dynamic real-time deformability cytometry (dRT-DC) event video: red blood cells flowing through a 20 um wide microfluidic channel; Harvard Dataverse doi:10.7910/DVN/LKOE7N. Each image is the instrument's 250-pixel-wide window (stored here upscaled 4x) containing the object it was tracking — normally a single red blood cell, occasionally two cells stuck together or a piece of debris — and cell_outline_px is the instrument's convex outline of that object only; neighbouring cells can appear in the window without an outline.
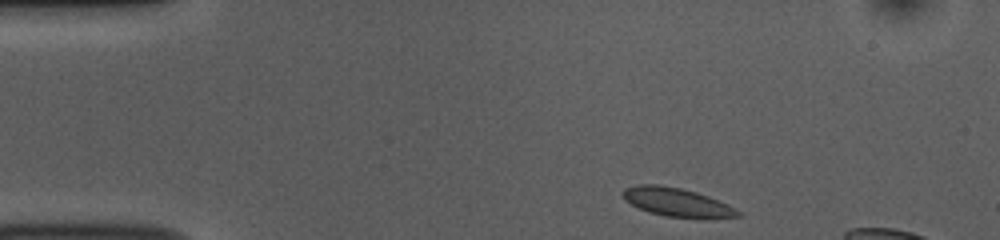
{"species": "common noctule bat (a hibernating species)", "species_latin": "Nyctalus noctula", "temperature_condition": "room temperature", "stored_images_in_passage": 8, "camera_frame_rate_fps": 3000, "um_per_image_px": 0.085, "animal": {"sex": "female", "body_mass_g": 10.0, "forearm_length_mm": 53.1}, "frame": {"image": 1, "passage_image": 1, "time_ms": 0.0, "image_size_px": [1000, 240], "cell_outline_px": [[740, 216], [704, 220], [700, 220], [664, 216], [648, 212], [624, 200], [624, 188], [636, 184], [660, 184], [680, 188], [696, 192], [708, 196], [728, 204], [736, 208], [740, 212]], "centroid_in_image_um": [57.59, 17.22], "position_along_channel_um": 27.4, "area_um2": 19.65}}